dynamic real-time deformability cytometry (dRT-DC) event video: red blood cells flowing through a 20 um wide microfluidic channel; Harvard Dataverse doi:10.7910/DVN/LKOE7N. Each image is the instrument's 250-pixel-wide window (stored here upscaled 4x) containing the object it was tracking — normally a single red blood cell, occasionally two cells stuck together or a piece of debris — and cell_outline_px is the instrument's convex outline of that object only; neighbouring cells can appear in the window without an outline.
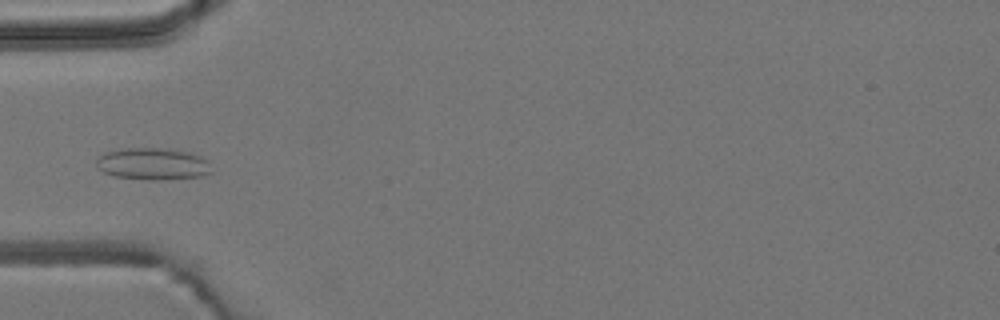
{"species": "common noctule bat (a hibernating species)", "species_latin": "Nyctalus noctula", "temperature_condition": "room temperature", "stored_images_in_passage": 6, "camera_frame_rate_fps": 3000, "um_per_image_px": 0.085, "animal": {"sex": "male", "body_mass_g": 19.2, "forearm_length_mm": 51.8}, "frame": {"image": 1, "passage_image": 6, "time_ms": 1.667, "image_size_px": [1000, 320], "cell_outline_px": [[212, 172], [200, 176], [156, 180], [152, 180], [116, 176], [104, 172], [96, 168], [96, 160], [104, 152], [124, 148], [160, 148], [188, 152], [200, 156], [208, 160]], "centroid_in_image_um": [12.97, 13.92], "position_along_channel_um": 72.0, "area_um2": 21.27}}